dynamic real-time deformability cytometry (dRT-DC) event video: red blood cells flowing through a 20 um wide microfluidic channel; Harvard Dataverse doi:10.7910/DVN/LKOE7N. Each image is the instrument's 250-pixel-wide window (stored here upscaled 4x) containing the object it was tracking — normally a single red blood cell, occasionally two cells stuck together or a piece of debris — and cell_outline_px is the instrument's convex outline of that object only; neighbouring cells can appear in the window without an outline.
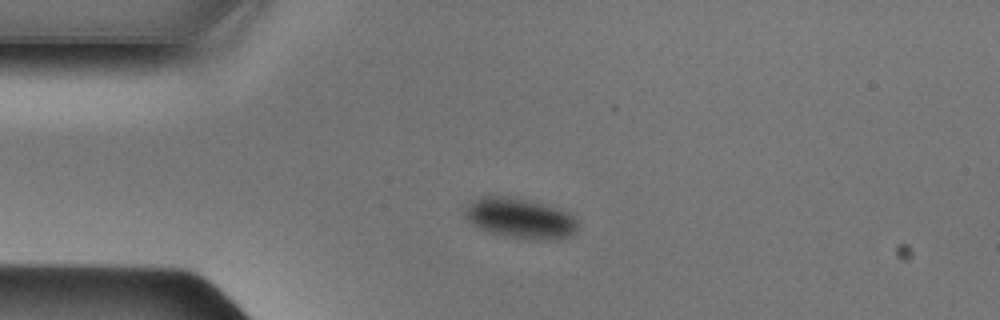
{"species": "Egyptian fruit bat (a non-hibernating species)", "species_latin": "Rousettus aegyptiacus", "temperature_condition": "cold", "stored_images_in_passage": 39, "camera_frame_rate_fps": 3000, "um_per_image_px": 0.085, "animal": {"sex": "male"}, "frame": {"image": 1, "passage_image": 1, "time_ms": 0.0, "image_size_px": [1000, 320], "cell_outline_px": [[580, 228], [572, 236], [552, 240], [548, 240], [508, 236], [492, 232], [480, 228], [472, 224], [464, 216], [464, 208], [472, 200], [480, 196], [504, 196], [528, 200], [556, 208], [568, 212], [576, 220]], "centroid_in_image_um": [44.22, 18.55], "position_along_channel_um": 40.8, "area_um2": 26.3}}
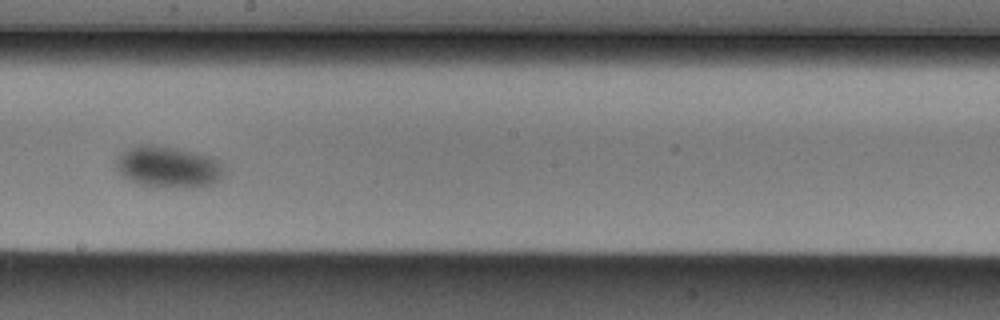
{"frame": {"image": 2, "passage_image": 17, "time_ms": 5.333, "image_size_px": [1000, 320], "cell_outline_px": [[228, 172], [224, 176], [212, 184], [200, 188], [152, 188], [128, 180], [116, 168], [116, 156], [120, 152], [136, 144], [156, 144], [196, 152], [212, 156], [224, 160], [228, 168]], "centroid_in_image_um": [14.39, 14.2], "position_along_channel_um": 233.8, "area_um2": 27.57}}
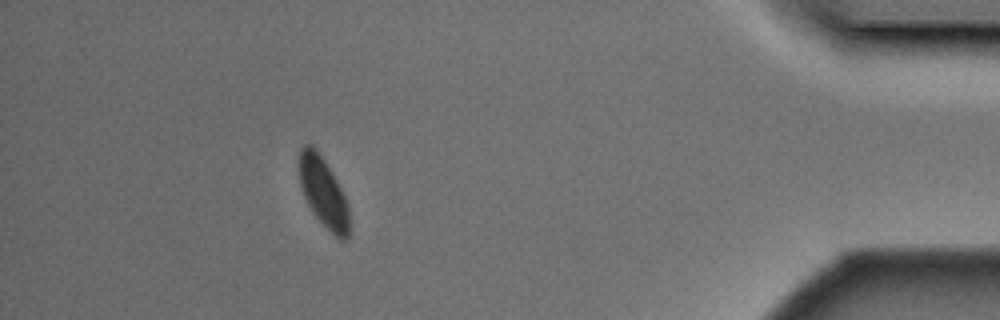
{"frame": {"image": 3, "passage_image": 34, "time_ms": 11.0, "image_size_px": [1000, 320], "cell_outline_px": [[348, 240], [340, 240], [312, 212], [300, 188], [300, 148], [304, 144], [312, 144], [316, 148], [324, 160], [336, 180], [344, 196], [348, 208]], "centroid_in_image_um": [27.46, 16.32], "position_along_channel_um": 407.7, "area_um2": 19.83}}